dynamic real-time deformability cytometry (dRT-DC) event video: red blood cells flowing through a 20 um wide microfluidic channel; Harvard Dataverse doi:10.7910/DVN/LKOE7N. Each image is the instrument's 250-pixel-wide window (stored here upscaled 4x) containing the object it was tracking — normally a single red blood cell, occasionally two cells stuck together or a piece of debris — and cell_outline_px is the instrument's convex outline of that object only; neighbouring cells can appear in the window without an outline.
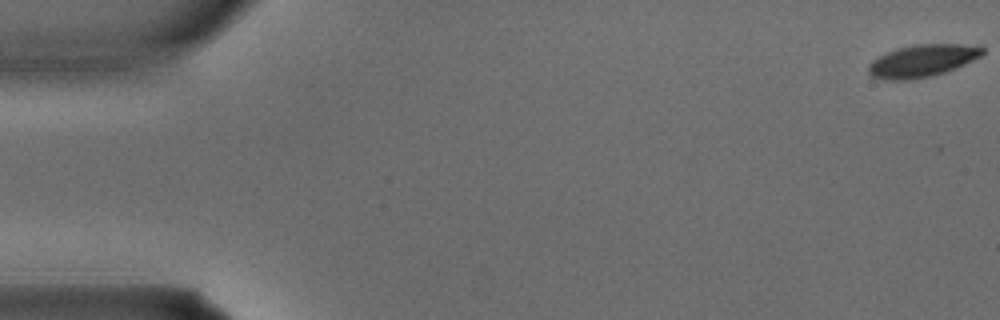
{"species": "common noctule bat (a hibernating species)", "species_latin": "Nyctalus noctula", "temperature_condition": "warm", "stored_images_in_passage": 4, "camera_frame_rate_fps": 3000, "um_per_image_px": 0.085, "animal": {"sex": "male", "body_mass_g": 15.6}, "frame": {"image": 1, "passage_image": 1, "time_ms": 0.0, "image_size_px": [1000, 320], "cell_outline_px": [[984, 52], [980, 56], [964, 64], [944, 72], [928, 76], [904, 80], [884, 80], [872, 76], [868, 72], [868, 64], [872, 60], [896, 48], [916, 44], [984, 44]], "centroid_in_image_um": [78.42, 5.14], "position_along_channel_um": 6.6, "area_um2": 21.44}}